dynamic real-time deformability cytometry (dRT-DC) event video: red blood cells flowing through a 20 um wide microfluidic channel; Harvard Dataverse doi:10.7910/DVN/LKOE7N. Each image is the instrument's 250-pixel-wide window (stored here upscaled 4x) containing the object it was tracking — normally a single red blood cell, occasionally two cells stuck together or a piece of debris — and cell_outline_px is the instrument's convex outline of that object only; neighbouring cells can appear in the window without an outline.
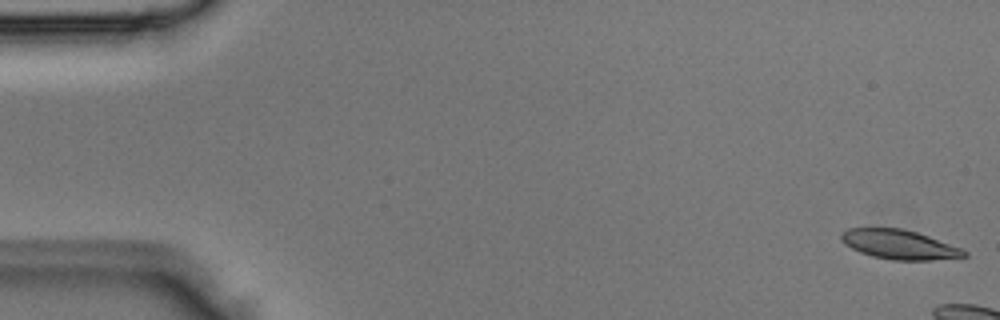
{"species": "Egyptian fruit bat (a non-hibernating species)", "species_latin": "Rousettus aegyptiacus", "temperature_condition": "room temperature", "stored_images_in_passage": 6, "camera_frame_rate_fps": 3000, "um_per_image_px": 0.085, "animal": {"sex": "male"}, "frame": {"image": 1, "passage_image": 6, "time_ms": 1.667, "image_size_px": [1000, 320], "cell_outline_px": [[968, 256], [932, 260], [892, 260], [872, 256], [860, 252], [844, 244], [840, 240], [840, 232], [848, 228], [904, 228], [928, 236], [960, 248], [968, 252]], "centroid_in_image_um": [76.39, 20.78], "position_along_channel_um": 8.6, "area_um2": 21.04}}